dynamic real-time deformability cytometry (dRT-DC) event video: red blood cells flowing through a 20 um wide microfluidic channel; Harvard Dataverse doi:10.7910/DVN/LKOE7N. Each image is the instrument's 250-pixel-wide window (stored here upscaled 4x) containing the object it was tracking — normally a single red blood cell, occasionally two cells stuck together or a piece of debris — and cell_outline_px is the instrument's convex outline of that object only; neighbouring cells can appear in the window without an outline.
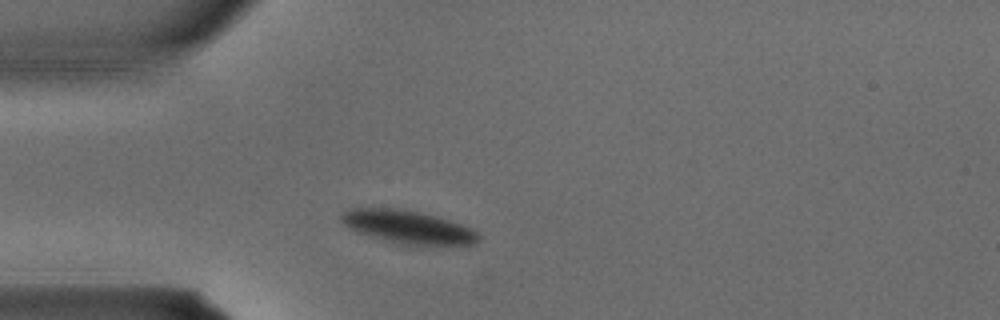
{"species": "common noctule bat (a hibernating species)", "species_latin": "Nyctalus noctula", "temperature_condition": "warm", "stored_images_in_passage": 2, "camera_frame_rate_fps": 3000, "um_per_image_px": 0.085, "animal": {"sex": "male", "body_mass_g": 15.6}, "frame": {"image": 1, "passage_image": 2, "time_ms": 0.333, "image_size_px": [1000, 320], "cell_outline_px": [[480, 240], [472, 244], [428, 248], [400, 244], [360, 232], [344, 224], [340, 220], [340, 216], [344, 212], [352, 208], [396, 208], [420, 212], [436, 216], [472, 228], [480, 236]], "centroid_in_image_um": [34.77, 19.33], "position_along_channel_um": 50.2, "area_um2": 26.76}}